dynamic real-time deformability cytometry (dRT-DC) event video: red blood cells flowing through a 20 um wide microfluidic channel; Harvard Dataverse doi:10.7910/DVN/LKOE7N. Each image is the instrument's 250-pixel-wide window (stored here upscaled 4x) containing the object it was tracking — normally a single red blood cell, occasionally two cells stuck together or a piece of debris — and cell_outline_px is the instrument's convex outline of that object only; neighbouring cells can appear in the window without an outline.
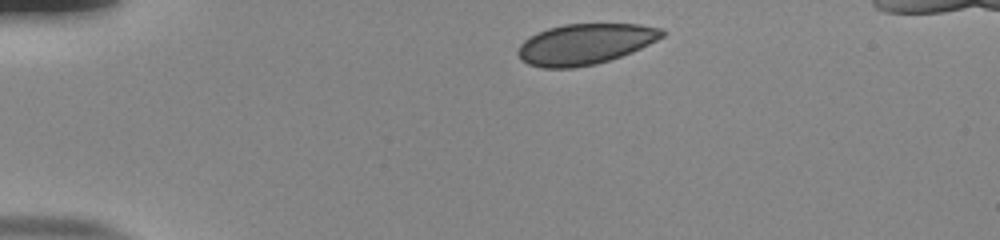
{"species": "human", "species_latin": "Homo sapiens", "temperature_condition": "room temperature", "stored_images_in_passage": 43, "camera_frame_rate_fps": 3000, "um_per_image_px": 0.085, "donor": {"sex": "male"}, "frame": {"image": 1, "passage_image": 1, "time_ms": 0.0, "image_size_px": [1000, 240], "cell_outline_px": [[664, 36], [632, 52], [596, 64], [572, 68], [544, 68], [528, 64], [520, 60], [516, 52], [520, 44], [524, 40], [548, 28], [564, 24], [640, 24], [660, 28], [664, 32]], "centroid_in_image_um": [49.7, 3.75], "position_along_channel_um": 35.3, "area_um2": 33.99}}
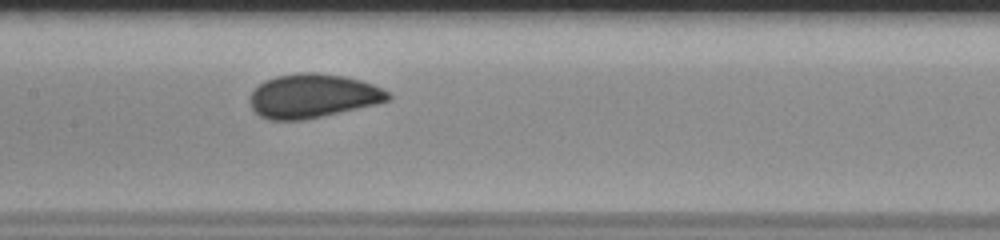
{"frame": {"image": 2, "passage_image": 17, "time_ms": 5.333, "image_size_px": [1000, 240], "cell_outline_px": [[392, 96], [388, 100], [376, 104], [320, 116], [300, 120], [268, 120], [260, 116], [252, 108], [252, 92], [264, 80], [276, 76], [296, 72], [312, 72], [344, 76], [360, 80], [372, 84], [388, 92]], "centroid_in_image_um": [26.58, 8.14], "position_along_channel_um": 180.8, "area_um2": 34.91}}
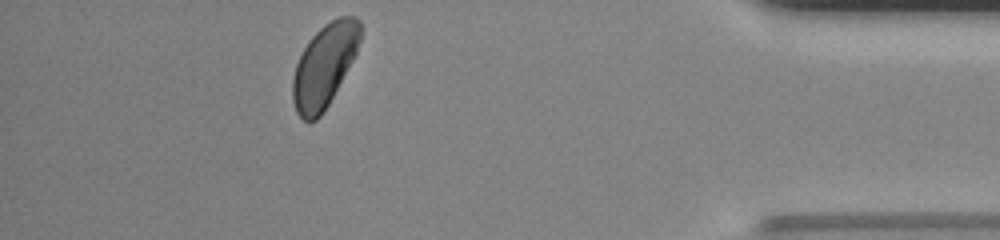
{"frame": {"image": 3, "passage_image": 38, "time_ms": 12.333, "image_size_px": [1000, 240], "cell_outline_px": [[360, 40], [356, 52], [352, 60], [328, 104], [320, 116], [316, 120], [304, 120], [296, 112], [292, 100], [292, 80], [296, 64], [308, 40], [324, 24], [336, 16], [356, 16], [360, 20]], "centroid_in_image_um": [27.55, 5.55], "position_along_channel_um": 407.6, "area_um2": 32.25}, "authors_computed_cell_mechanics": {"area_um2": 34.68, "velocity_mm_per_s": 3.8225, "shape_relaxation_time_tau1_ms": 5.6096, "shape_relaxation_time_tau2_ms": null, "deformation_change_tau1": 0.0976, "deformation_change_tau2": null}}